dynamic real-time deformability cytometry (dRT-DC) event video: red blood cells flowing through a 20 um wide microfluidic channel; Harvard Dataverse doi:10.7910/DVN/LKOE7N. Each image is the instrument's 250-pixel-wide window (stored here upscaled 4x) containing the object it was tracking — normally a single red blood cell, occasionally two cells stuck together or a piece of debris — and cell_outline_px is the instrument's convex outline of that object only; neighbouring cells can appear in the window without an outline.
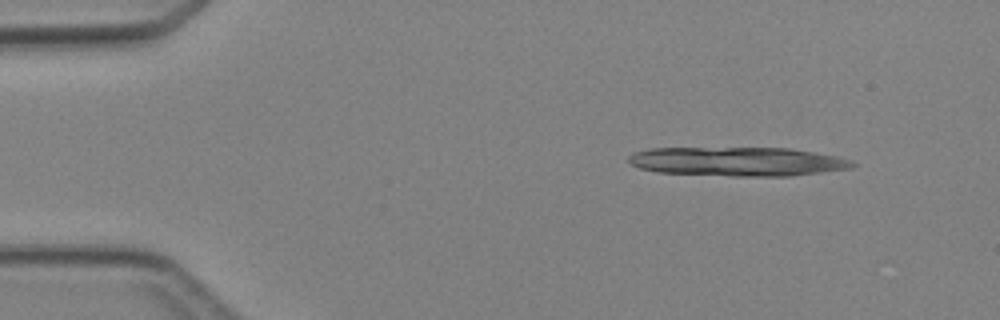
{"species": "Egyptian fruit bat (a non-hibernating species)", "species_latin": "Rousettus aegyptiacus", "temperature_condition": "cold", "stored_images_in_passage": 3, "camera_frame_rate_fps": 3000, "um_per_image_px": 0.085, "animal": {"sex": "female"}, "frame": {"image": 1, "passage_image": 1, "time_ms": 0.0, "image_size_px": [1000, 320], "cell_outline_px": [[856, 164], [852, 168], [788, 176], [732, 176], [656, 172], [640, 168], [632, 164], [628, 160], [628, 156], [632, 152], [652, 148], [788, 148], [836, 156], [852, 160]], "centroid_in_image_um": [62.67, 13.73], "position_along_channel_um": 22.3, "area_um2": 37.8}}
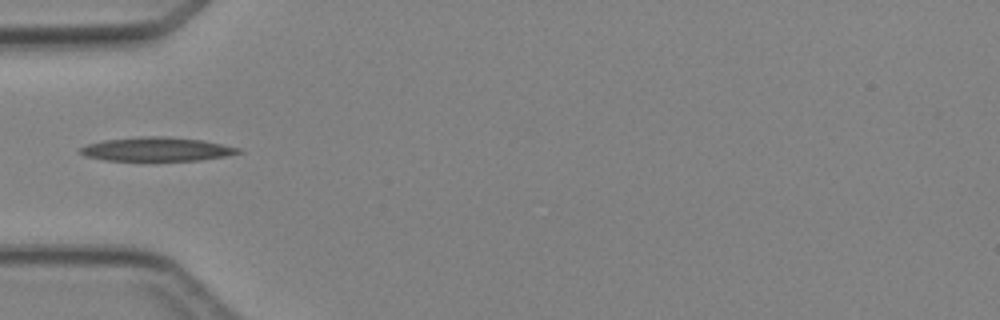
{"frame": {"image": 2, "passage_image": 3, "time_ms": 3.333, "image_size_px": [1000, 320], "cell_outline_px": [[244, 152], [224, 156], [200, 160], [104, 160], [84, 156], [76, 152], [80, 148], [88, 144], [104, 140], [140, 136], [168, 136], [204, 140], [240, 148]], "centroid_in_image_um": [13.31, 12.67], "position_along_channel_um": 71.7, "area_um2": 22.08}}